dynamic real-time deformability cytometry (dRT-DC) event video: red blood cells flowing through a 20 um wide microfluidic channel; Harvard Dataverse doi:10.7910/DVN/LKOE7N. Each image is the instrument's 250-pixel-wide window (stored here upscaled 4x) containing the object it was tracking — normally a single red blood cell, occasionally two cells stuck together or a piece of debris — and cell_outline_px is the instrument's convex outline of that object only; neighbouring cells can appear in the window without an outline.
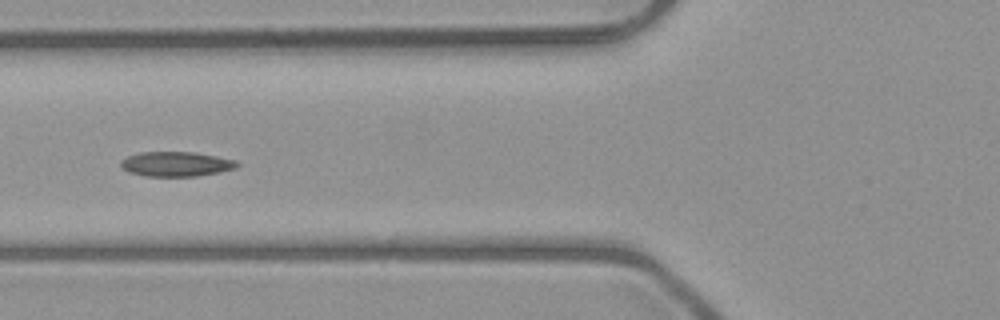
{"species": "common noctule bat (a hibernating species)", "species_latin": "Nyctalus noctula", "temperature_condition": "room temperature", "stored_images_in_passage": 6, "camera_frame_rate_fps": 3000, "um_per_image_px": 0.085, "animal": {"sex": "male", "body_mass_g": 23.1, "forearm_length_mm": 52.7}, "frame": {"image": 1, "passage_image": 5, "time_ms": 4.667, "image_size_px": [1000, 320], "cell_outline_px": [[240, 164], [236, 168], [220, 172], [196, 176], [144, 176], [128, 172], [120, 164], [120, 160], [128, 156], [140, 152], [196, 152], [236, 160]], "centroid_in_image_um": [14.98, 13.94], "position_along_channel_um": 110.8, "area_um2": 16.82}}
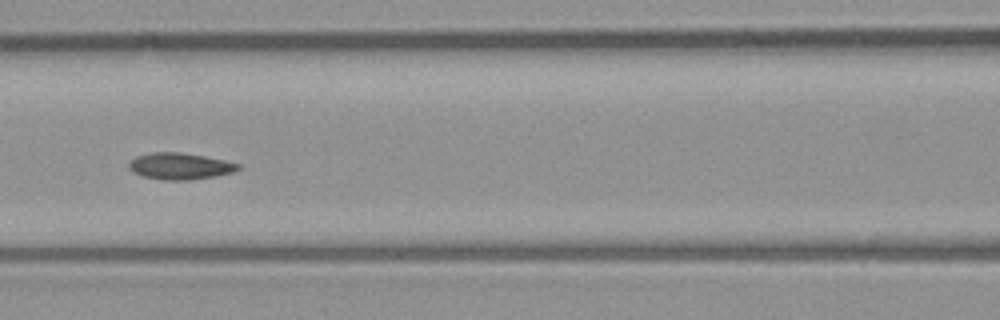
{"frame": {"image": 2, "passage_image": 6, "time_ms": 5.667, "image_size_px": [1000, 320], "cell_outline_px": [[240, 168], [232, 172], [216, 176], [192, 180], [160, 180], [144, 176], [132, 172], [128, 168], [128, 164], [136, 156], [152, 152], [180, 152], [204, 156], [224, 160], [240, 164]], "centroid_in_image_um": [15.28, 14.13], "position_along_channel_um": 151.3, "area_um2": 16.94}}